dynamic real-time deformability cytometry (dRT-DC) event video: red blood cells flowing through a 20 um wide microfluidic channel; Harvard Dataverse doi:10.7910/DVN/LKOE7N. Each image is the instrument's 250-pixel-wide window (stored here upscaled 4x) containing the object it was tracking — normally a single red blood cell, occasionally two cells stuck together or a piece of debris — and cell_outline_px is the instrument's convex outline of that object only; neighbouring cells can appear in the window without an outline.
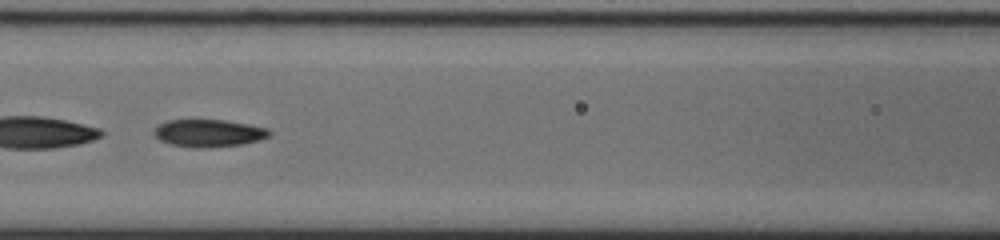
{"species": "common noctule bat (a hibernating species)", "species_latin": "Nyctalus noctula", "temperature_condition": "cold", "stored_images_in_passage": 39, "camera_frame_rate_fps": 3000, "um_per_image_px": 0.085, "animal": {"sex": "male", "body_mass_g": 20.0, "forearm_length_mm": 53.3}, "frame": {"image": 1, "passage_image": 12, "time_ms": 3.667, "image_size_px": [1000, 240], "cell_outline_px": [[272, 136], [260, 140], [244, 144], [208, 148], [192, 148], [168, 144], [160, 140], [152, 132], [160, 124], [168, 120], [224, 120], [248, 124], [268, 128], [272, 132]], "centroid_in_image_um": [17.78, 11.33], "position_along_channel_um": 148.8, "area_um2": 18.73}, "authors_computed_cell_mechanics": {"area_um2": 18.3804, "velocity_mm_per_s": 3.7801, "shape_relaxation_time_tau1_ms": 9.6534, "shape_relaxation_time_tau2_ms": 3.2136, "deformation_change_tau1": 0.223, "deformation_change_tau2": 0.0949}}